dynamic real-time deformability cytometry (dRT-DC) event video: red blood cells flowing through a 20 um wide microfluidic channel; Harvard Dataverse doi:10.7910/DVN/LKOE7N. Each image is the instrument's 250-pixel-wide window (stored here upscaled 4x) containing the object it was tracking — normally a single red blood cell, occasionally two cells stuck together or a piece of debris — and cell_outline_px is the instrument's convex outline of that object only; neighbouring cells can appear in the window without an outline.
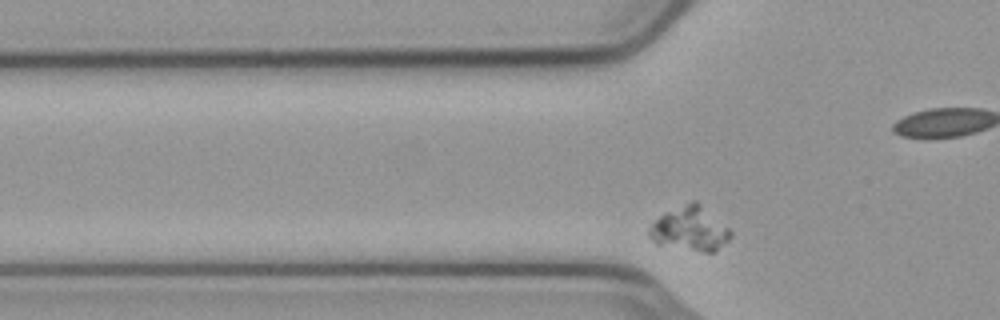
{"species": "common noctule bat (a hibernating species)", "species_latin": "Nyctalus noctula", "temperature_condition": "cold", "stored_images_in_passage": 40, "camera_frame_rate_fps": 3000, "um_per_image_px": 0.085, "animal": {"sex": "male", "body_mass_g": 23.1, "forearm_length_mm": 52.7}, "frame": {"image": 1, "passage_image": 5, "time_ms": 1.333, "image_size_px": [1000, 320], "cell_outline_px": [[732, 236], [728, 240], [712, 252], [704, 252], [656, 244], [648, 236], [648, 228], [664, 212], [692, 200], [696, 200], [728, 228], [732, 232]], "centroid_in_image_um": [58.61, 19.44], "position_along_channel_um": 67.2, "area_um2": 20.75}}
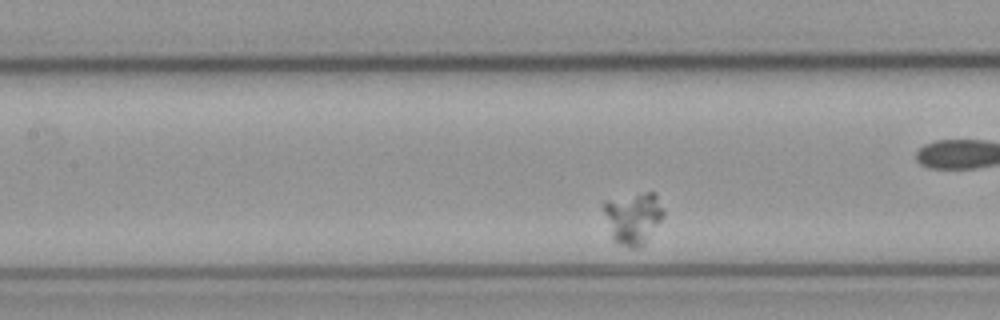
{"frame": {"image": 2, "passage_image": 13, "time_ms": 4.0, "image_size_px": [1000, 320], "cell_outline_px": [[664, 216], [644, 244], [640, 248], [628, 248], [616, 244], [612, 236], [604, 212], [604, 204], [608, 200], [644, 192], [656, 192], [664, 212]], "centroid_in_image_um": [53.85, 18.55], "position_along_channel_um": 153.5, "area_um2": 17.92}}
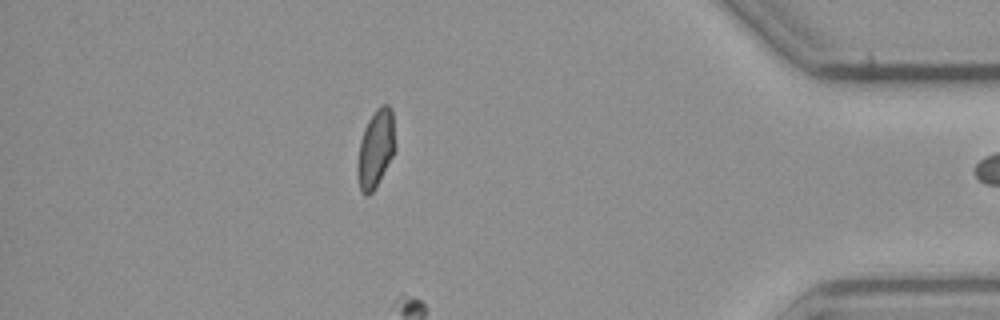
{"frame": {"image": 3, "passage_image": 39, "time_ms": 12.667, "image_size_px": [1000, 320], "cell_outline_px": [[396, 148], [392, 156], [372, 192], [368, 196], [364, 196], [360, 188], [356, 172], [356, 164], [360, 140], [364, 128], [368, 120], [376, 108], [380, 104], [388, 104], [392, 108], [396, 144]], "centroid_in_image_um": [31.93, 12.59], "position_along_channel_um": 403.3, "area_um2": 17.34}}